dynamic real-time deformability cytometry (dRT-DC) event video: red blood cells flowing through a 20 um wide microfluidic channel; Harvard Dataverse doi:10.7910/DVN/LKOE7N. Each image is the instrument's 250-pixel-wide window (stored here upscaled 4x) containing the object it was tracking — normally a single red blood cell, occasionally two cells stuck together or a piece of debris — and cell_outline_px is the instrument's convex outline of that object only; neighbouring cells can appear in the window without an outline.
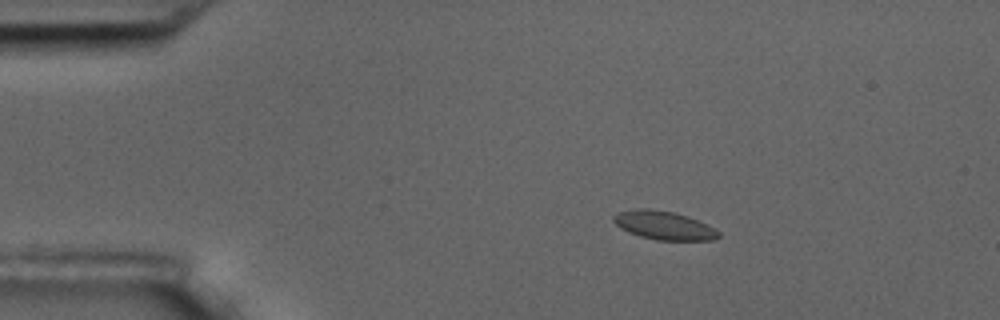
{"species": "common noctule bat (a hibernating species)", "species_latin": "Nyctalus noctula", "temperature_condition": "room temperature", "stored_images_in_passage": 5, "camera_frame_rate_fps": 3000, "um_per_image_px": 0.085, "animal": {"sex": "male", "body_mass_g": 17.5, "forearm_length_mm": 52.3}, "frame": {"image": 1, "passage_image": 3, "time_ms": 2.333, "image_size_px": [1000, 320], "cell_outline_px": [[720, 236], [716, 240], [656, 240], [640, 236], [628, 232], [620, 228], [612, 220], [612, 216], [620, 212], [640, 208], [648, 208], [676, 212], [688, 216], [720, 232]], "centroid_in_image_um": [56.41, 19.16], "position_along_channel_um": 28.6, "area_um2": 17.4}}